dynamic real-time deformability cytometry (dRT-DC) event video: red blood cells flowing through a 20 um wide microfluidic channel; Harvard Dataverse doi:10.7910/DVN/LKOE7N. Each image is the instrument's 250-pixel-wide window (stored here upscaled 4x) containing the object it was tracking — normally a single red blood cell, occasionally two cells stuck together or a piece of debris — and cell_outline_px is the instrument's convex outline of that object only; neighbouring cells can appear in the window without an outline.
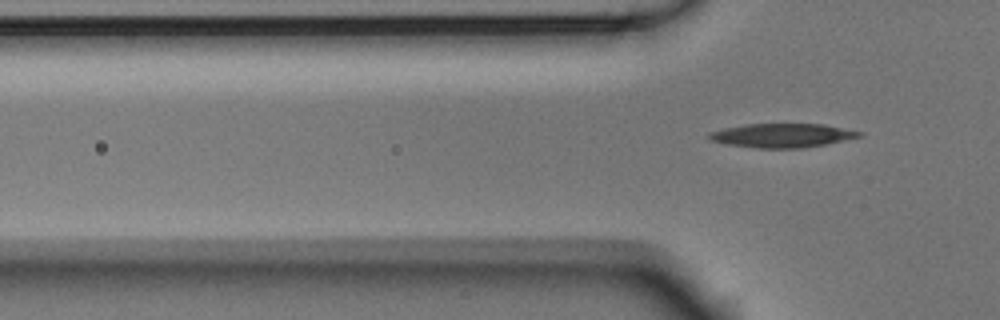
{"species": "Egyptian fruit bat (a non-hibernating species)", "species_latin": "Rousettus aegyptiacus", "temperature_condition": "room temperature", "stored_images_in_passage": 5, "segment_of_instrument_passage": [2, 2], "camera_frame_rate_fps": 3000, "um_per_image_px": 0.085, "animal": {"sex": "male"}, "frame": {"image": 1, "passage_image": 5, "time_ms": 1.333, "image_size_px": [1000, 320], "cell_outline_px": [[864, 132], [860, 136], [824, 144], [804, 148], [756, 148], [724, 144], [708, 140], [708, 132], [724, 128], [748, 124], [824, 124]], "centroid_in_image_um": [66.42, 11.51], "position_along_channel_um": 59.4, "area_um2": 20.92}}